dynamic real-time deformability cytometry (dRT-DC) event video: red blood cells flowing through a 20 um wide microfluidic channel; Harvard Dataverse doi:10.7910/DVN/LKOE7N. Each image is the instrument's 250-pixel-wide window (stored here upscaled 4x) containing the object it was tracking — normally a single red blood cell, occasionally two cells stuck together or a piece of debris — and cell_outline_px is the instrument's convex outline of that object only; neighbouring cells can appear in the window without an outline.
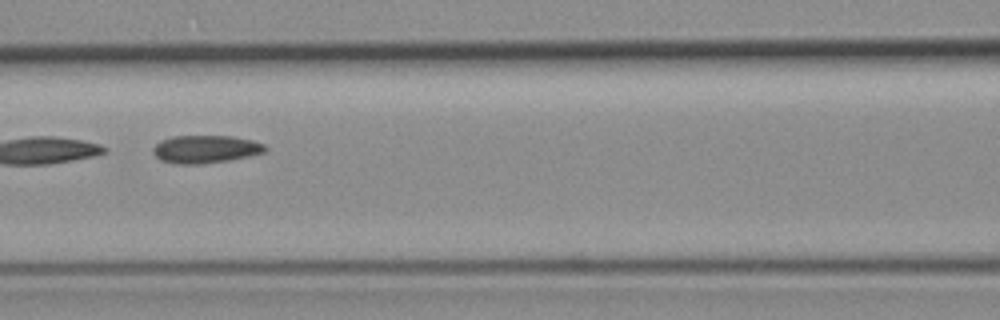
{"species": "common noctule bat (a hibernating species)", "species_latin": "Nyctalus noctula", "temperature_condition": "room temperature", "stored_images_in_passage": 8, "camera_frame_rate_fps": 3000, "um_per_image_px": 0.085, "animal": {"sex": "female", "body_mass_g": 19.3, "forearm_length_mm": 54.1}, "frame": {"image": 1, "passage_image": 6, "time_ms": 7.333, "image_size_px": [1000, 320], "cell_outline_px": [[268, 148], [264, 152], [248, 156], [228, 160], [196, 164], [176, 164], [160, 160], [152, 152], [152, 148], [160, 140], [172, 136], [232, 136], [252, 140], [264, 144]], "centroid_in_image_um": [17.44, 12.67], "position_along_channel_um": 149.2, "area_um2": 18.15}}
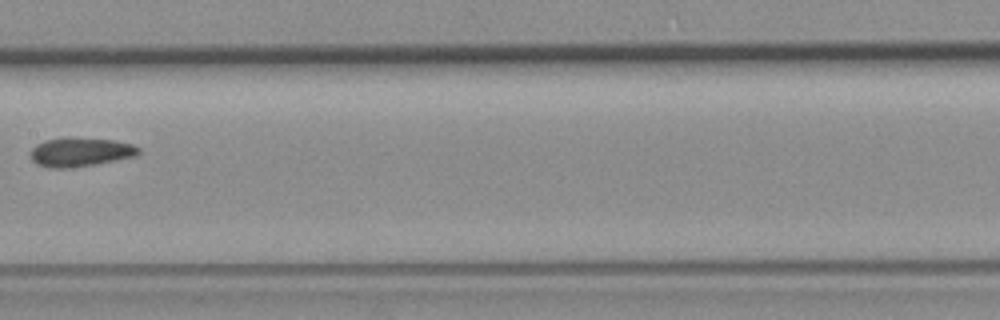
{"frame": {"image": 2, "passage_image": 7, "time_ms": 8.667, "image_size_px": [1000, 320], "cell_outline_px": [[140, 152], [136, 156], [96, 164], [68, 168], [52, 168], [36, 164], [32, 160], [32, 148], [36, 144], [44, 140], [64, 136], [68, 136], [112, 140], [132, 144], [140, 148]], "centroid_in_image_um": [6.82, 12.9], "position_along_channel_um": 200.6, "area_um2": 18.44}}
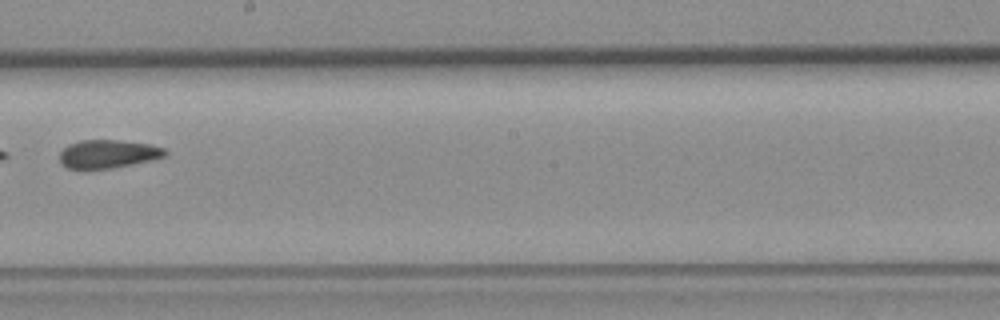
{"frame": {"image": 3, "passage_image": 8, "time_ms": 9.667, "image_size_px": [1000, 320], "cell_outline_px": [[168, 156], [132, 164], [112, 168], [68, 168], [60, 164], [60, 152], [68, 144], [80, 140], [116, 140], [148, 144], [164, 148], [168, 152]], "centroid_in_image_um": [9.18, 13.08], "position_along_channel_um": 239.0, "area_um2": 17.28}}